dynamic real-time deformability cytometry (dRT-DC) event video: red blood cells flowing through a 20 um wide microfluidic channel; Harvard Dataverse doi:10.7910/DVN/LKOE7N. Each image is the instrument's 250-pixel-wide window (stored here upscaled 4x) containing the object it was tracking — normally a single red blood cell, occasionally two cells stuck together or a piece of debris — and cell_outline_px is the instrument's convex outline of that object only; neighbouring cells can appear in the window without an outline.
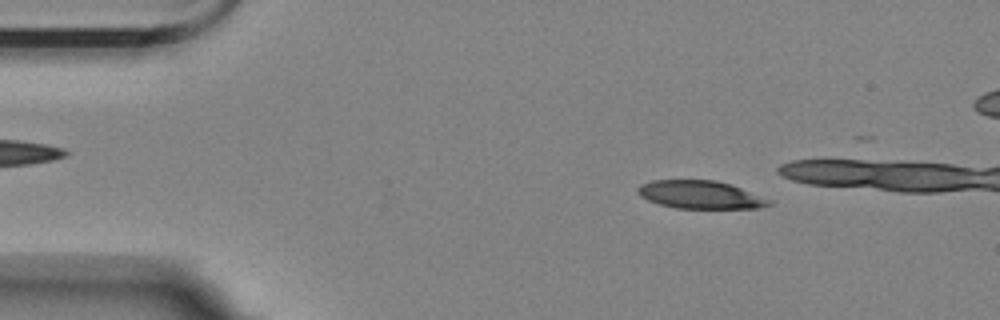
{"species": "Egyptian fruit bat (a non-hibernating species)", "species_latin": "Rousettus aegyptiacus", "temperature_condition": "room temperature", "stored_images_in_passage": 5, "camera_frame_rate_fps": 3000, "um_per_image_px": 0.085, "animal": {"sex": "female"}, "frame": {"image": 1, "passage_image": 5, "time_ms": 1.333, "image_size_px": [1000, 320], "cell_outline_px": [[772, 204], [760, 208], [676, 208], [660, 204], [648, 200], [640, 196], [636, 192], [636, 188], [640, 184], [652, 180], [716, 180], [740, 188], [772, 200]], "centroid_in_image_um": [59.49, 16.55], "position_along_channel_um": 25.5, "area_um2": 21.33}}